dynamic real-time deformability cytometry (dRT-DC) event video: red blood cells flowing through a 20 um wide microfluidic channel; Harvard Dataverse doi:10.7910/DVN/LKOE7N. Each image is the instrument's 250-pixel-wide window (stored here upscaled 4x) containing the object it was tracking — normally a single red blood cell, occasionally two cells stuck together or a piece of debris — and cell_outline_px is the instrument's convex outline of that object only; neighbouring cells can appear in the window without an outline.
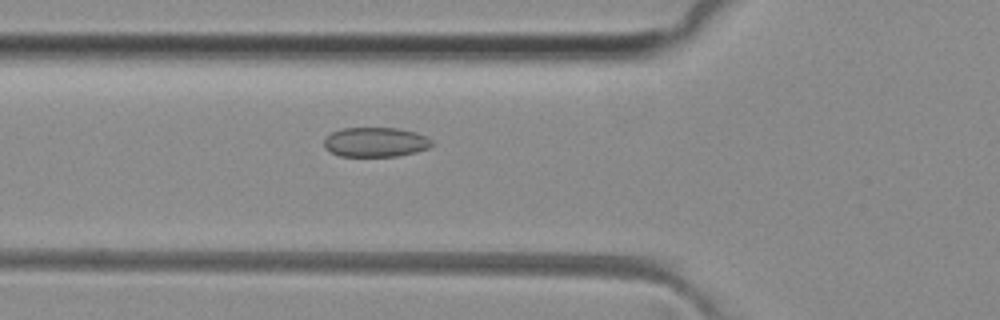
{"species": "common noctule bat (a hibernating species)", "species_latin": "Nyctalus noctula", "temperature_condition": "room temperature", "stored_images_in_passage": 32, "camera_frame_rate_fps": 3000, "um_per_image_px": 0.085, "animal": {"sex": "female", "body_mass_g": 29.2, "forearm_length_mm": 56.3}, "frame": {"image": 1, "passage_image": 4, "time_ms": 1.0, "image_size_px": [1000, 320], "cell_outline_px": [[432, 144], [428, 148], [416, 152], [396, 156], [340, 156], [324, 148], [324, 140], [332, 132], [340, 128], [396, 128], [416, 132], [428, 136], [432, 140]], "centroid_in_image_um": [31.93, 12.07], "position_along_channel_um": 93.9, "area_um2": 18.61}}
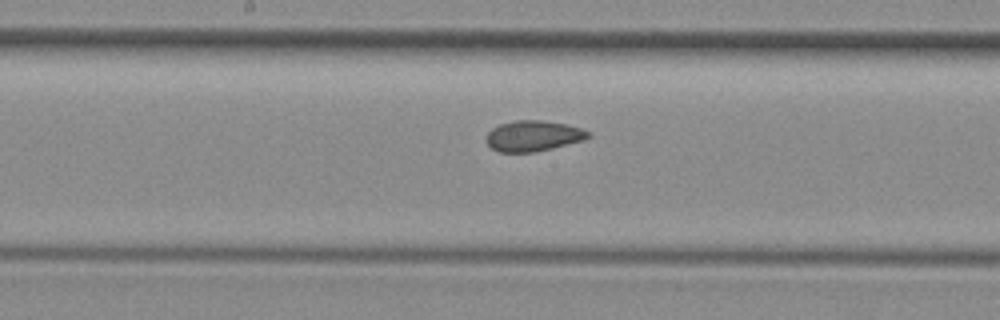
{"frame": {"image": 2, "passage_image": 12, "time_ms": 3.667, "image_size_px": [1000, 320], "cell_outline_px": [[592, 136], [580, 140], [552, 148], [536, 152], [500, 152], [492, 148], [488, 144], [488, 132], [492, 128], [500, 124], [516, 120], [540, 120], [568, 124], [592, 132]], "centroid_in_image_um": [45.35, 11.54], "position_along_channel_um": 202.9, "area_um2": 18.03}}
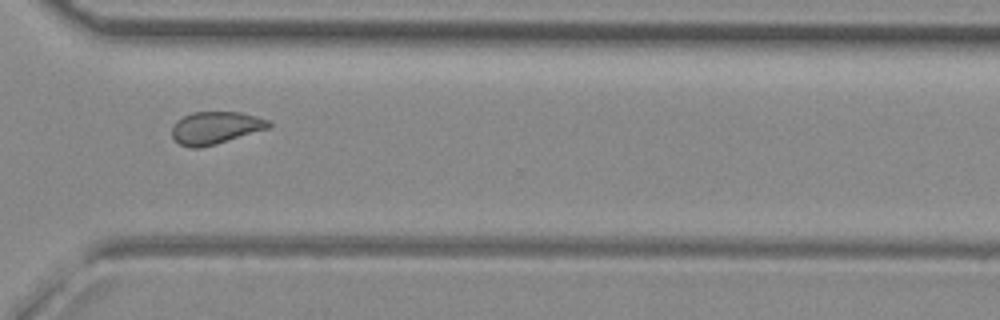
{"frame": {"image": 3, "passage_image": 23, "time_ms": 7.333, "image_size_px": [1000, 320], "cell_outline_px": [[272, 124], [268, 128], [216, 144], [200, 148], [188, 148], [180, 144], [172, 136], [172, 128], [176, 120], [192, 112], [240, 112], [256, 116], [268, 120]], "centroid_in_image_um": [18.29, 10.86], "position_along_channel_um": 352.3, "area_um2": 18.21}, "authors_computed_cell_mechanics": {"area_um2": 18.0914, "velocity_mm_per_s": 4.0733, "shape_relaxation_time_tau1_ms": null, "shape_relaxation_time_tau2_ms": 2.6564, "deformation_change_tau1": null, "deformation_change_tau2": 0.0751}}